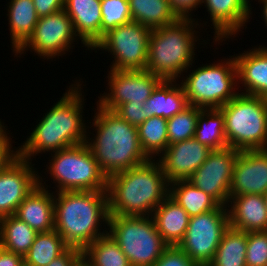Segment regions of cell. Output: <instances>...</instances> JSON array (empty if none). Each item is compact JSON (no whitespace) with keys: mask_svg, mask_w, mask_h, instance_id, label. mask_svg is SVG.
<instances>
[{"mask_svg":"<svg viewBox=\"0 0 267 266\" xmlns=\"http://www.w3.org/2000/svg\"><path fill=\"white\" fill-rule=\"evenodd\" d=\"M42 177L38 175V185L19 204L14 214L37 233L54 230L55 219L54 192L48 189Z\"/></svg>","mask_w":267,"mask_h":266,"instance_id":"cell-19","label":"cell"},{"mask_svg":"<svg viewBox=\"0 0 267 266\" xmlns=\"http://www.w3.org/2000/svg\"><path fill=\"white\" fill-rule=\"evenodd\" d=\"M167 119L152 116L137 127L139 142L150 160L157 159L168 147Z\"/></svg>","mask_w":267,"mask_h":266,"instance_id":"cell-31","label":"cell"},{"mask_svg":"<svg viewBox=\"0 0 267 266\" xmlns=\"http://www.w3.org/2000/svg\"><path fill=\"white\" fill-rule=\"evenodd\" d=\"M194 138L210 150L228 147L225 137L224 115L219 108L200 110Z\"/></svg>","mask_w":267,"mask_h":266,"instance_id":"cell-29","label":"cell"},{"mask_svg":"<svg viewBox=\"0 0 267 266\" xmlns=\"http://www.w3.org/2000/svg\"><path fill=\"white\" fill-rule=\"evenodd\" d=\"M258 3H262L263 7H261V18H263L262 20H264L265 26H267V0H258Z\"/></svg>","mask_w":267,"mask_h":266,"instance_id":"cell-45","label":"cell"},{"mask_svg":"<svg viewBox=\"0 0 267 266\" xmlns=\"http://www.w3.org/2000/svg\"><path fill=\"white\" fill-rule=\"evenodd\" d=\"M107 228L131 266H153L168 247L152 216L109 215Z\"/></svg>","mask_w":267,"mask_h":266,"instance_id":"cell-9","label":"cell"},{"mask_svg":"<svg viewBox=\"0 0 267 266\" xmlns=\"http://www.w3.org/2000/svg\"><path fill=\"white\" fill-rule=\"evenodd\" d=\"M39 18L64 9V0H33Z\"/></svg>","mask_w":267,"mask_h":266,"instance_id":"cell-40","label":"cell"},{"mask_svg":"<svg viewBox=\"0 0 267 266\" xmlns=\"http://www.w3.org/2000/svg\"><path fill=\"white\" fill-rule=\"evenodd\" d=\"M250 2L252 0H202V6L205 5L211 26L214 27L215 45L236 37L239 31L242 32L241 29L250 22L253 14Z\"/></svg>","mask_w":267,"mask_h":266,"instance_id":"cell-17","label":"cell"},{"mask_svg":"<svg viewBox=\"0 0 267 266\" xmlns=\"http://www.w3.org/2000/svg\"><path fill=\"white\" fill-rule=\"evenodd\" d=\"M228 228V208L219 205L214 210L190 217L184 238L177 246L198 266H207Z\"/></svg>","mask_w":267,"mask_h":266,"instance_id":"cell-11","label":"cell"},{"mask_svg":"<svg viewBox=\"0 0 267 266\" xmlns=\"http://www.w3.org/2000/svg\"><path fill=\"white\" fill-rule=\"evenodd\" d=\"M219 109L229 147L240 152L267 149V98L239 93Z\"/></svg>","mask_w":267,"mask_h":266,"instance_id":"cell-6","label":"cell"},{"mask_svg":"<svg viewBox=\"0 0 267 266\" xmlns=\"http://www.w3.org/2000/svg\"><path fill=\"white\" fill-rule=\"evenodd\" d=\"M80 39L76 36L71 19L63 9L54 14L38 19L33 34L28 40L14 53L18 58L26 51L44 60L59 58L67 51L73 49L74 42ZM19 55V56H18Z\"/></svg>","mask_w":267,"mask_h":266,"instance_id":"cell-12","label":"cell"},{"mask_svg":"<svg viewBox=\"0 0 267 266\" xmlns=\"http://www.w3.org/2000/svg\"><path fill=\"white\" fill-rule=\"evenodd\" d=\"M54 213V230L68 247L83 251L108 232L107 191L54 192Z\"/></svg>","mask_w":267,"mask_h":266,"instance_id":"cell-3","label":"cell"},{"mask_svg":"<svg viewBox=\"0 0 267 266\" xmlns=\"http://www.w3.org/2000/svg\"><path fill=\"white\" fill-rule=\"evenodd\" d=\"M4 123L5 122H2V120L0 119V145H12V142H11L12 138L11 136L10 137L8 136L9 133L6 131L7 127L6 125L4 126Z\"/></svg>","mask_w":267,"mask_h":266,"instance_id":"cell-44","label":"cell"},{"mask_svg":"<svg viewBox=\"0 0 267 266\" xmlns=\"http://www.w3.org/2000/svg\"><path fill=\"white\" fill-rule=\"evenodd\" d=\"M196 19H178L161 28L152 29L148 41L146 70L163 80H179L195 63L196 42L201 40Z\"/></svg>","mask_w":267,"mask_h":266,"instance_id":"cell-5","label":"cell"},{"mask_svg":"<svg viewBox=\"0 0 267 266\" xmlns=\"http://www.w3.org/2000/svg\"><path fill=\"white\" fill-rule=\"evenodd\" d=\"M170 6L174 13L180 19H192L193 10H197L202 5V0H169Z\"/></svg>","mask_w":267,"mask_h":266,"instance_id":"cell-39","label":"cell"},{"mask_svg":"<svg viewBox=\"0 0 267 266\" xmlns=\"http://www.w3.org/2000/svg\"><path fill=\"white\" fill-rule=\"evenodd\" d=\"M96 108L94 119L89 122L91 127H87L86 143L107 178L148 162L150 159L141 148L137 127L98 103ZM92 127L96 135L89 130ZM90 134L94 137L90 138Z\"/></svg>","mask_w":267,"mask_h":266,"instance_id":"cell-2","label":"cell"},{"mask_svg":"<svg viewBox=\"0 0 267 266\" xmlns=\"http://www.w3.org/2000/svg\"><path fill=\"white\" fill-rule=\"evenodd\" d=\"M212 64H202L181 77L188 105L202 109L221 108L239 94L234 56ZM237 90V91H236Z\"/></svg>","mask_w":267,"mask_h":266,"instance_id":"cell-7","label":"cell"},{"mask_svg":"<svg viewBox=\"0 0 267 266\" xmlns=\"http://www.w3.org/2000/svg\"><path fill=\"white\" fill-rule=\"evenodd\" d=\"M190 217L216 209L220 204L209 194L195 187L188 180L169 184V195Z\"/></svg>","mask_w":267,"mask_h":266,"instance_id":"cell-26","label":"cell"},{"mask_svg":"<svg viewBox=\"0 0 267 266\" xmlns=\"http://www.w3.org/2000/svg\"><path fill=\"white\" fill-rule=\"evenodd\" d=\"M202 108L189 105L182 112L167 119L168 145L195 136L197 117Z\"/></svg>","mask_w":267,"mask_h":266,"instance_id":"cell-34","label":"cell"},{"mask_svg":"<svg viewBox=\"0 0 267 266\" xmlns=\"http://www.w3.org/2000/svg\"><path fill=\"white\" fill-rule=\"evenodd\" d=\"M151 29L131 21L109 30L92 50L110 52V69L146 70Z\"/></svg>","mask_w":267,"mask_h":266,"instance_id":"cell-10","label":"cell"},{"mask_svg":"<svg viewBox=\"0 0 267 266\" xmlns=\"http://www.w3.org/2000/svg\"><path fill=\"white\" fill-rule=\"evenodd\" d=\"M67 248L56 230L38 233L31 248L23 257L24 262L31 266H47Z\"/></svg>","mask_w":267,"mask_h":266,"instance_id":"cell-32","label":"cell"},{"mask_svg":"<svg viewBox=\"0 0 267 266\" xmlns=\"http://www.w3.org/2000/svg\"><path fill=\"white\" fill-rule=\"evenodd\" d=\"M81 80H75L74 84L67 87L60 100L44 113L41 120L38 119L39 123L30 136L17 148L20 158L32 162L38 154L54 153L86 142L88 124L82 114L86 99L82 95L84 87Z\"/></svg>","mask_w":267,"mask_h":266,"instance_id":"cell-1","label":"cell"},{"mask_svg":"<svg viewBox=\"0 0 267 266\" xmlns=\"http://www.w3.org/2000/svg\"><path fill=\"white\" fill-rule=\"evenodd\" d=\"M7 4L10 45L15 53L33 34L39 17L33 0H10Z\"/></svg>","mask_w":267,"mask_h":266,"instance_id":"cell-25","label":"cell"},{"mask_svg":"<svg viewBox=\"0 0 267 266\" xmlns=\"http://www.w3.org/2000/svg\"><path fill=\"white\" fill-rule=\"evenodd\" d=\"M109 215L152 216L169 195V183L160 163L148 162L108 177Z\"/></svg>","mask_w":267,"mask_h":266,"instance_id":"cell-4","label":"cell"},{"mask_svg":"<svg viewBox=\"0 0 267 266\" xmlns=\"http://www.w3.org/2000/svg\"><path fill=\"white\" fill-rule=\"evenodd\" d=\"M227 208L229 227L244 232L267 231V208L263 195L232 196Z\"/></svg>","mask_w":267,"mask_h":266,"instance_id":"cell-22","label":"cell"},{"mask_svg":"<svg viewBox=\"0 0 267 266\" xmlns=\"http://www.w3.org/2000/svg\"><path fill=\"white\" fill-rule=\"evenodd\" d=\"M210 151L193 137L168 145L157 161L170 184L178 180H188L205 162Z\"/></svg>","mask_w":267,"mask_h":266,"instance_id":"cell-16","label":"cell"},{"mask_svg":"<svg viewBox=\"0 0 267 266\" xmlns=\"http://www.w3.org/2000/svg\"><path fill=\"white\" fill-rule=\"evenodd\" d=\"M267 191V149L239 152L233 167L230 198Z\"/></svg>","mask_w":267,"mask_h":266,"instance_id":"cell-18","label":"cell"},{"mask_svg":"<svg viewBox=\"0 0 267 266\" xmlns=\"http://www.w3.org/2000/svg\"><path fill=\"white\" fill-rule=\"evenodd\" d=\"M246 266H267V231L247 232Z\"/></svg>","mask_w":267,"mask_h":266,"instance_id":"cell-36","label":"cell"},{"mask_svg":"<svg viewBox=\"0 0 267 266\" xmlns=\"http://www.w3.org/2000/svg\"><path fill=\"white\" fill-rule=\"evenodd\" d=\"M239 152L229 146L211 150L205 162L188 181L209 194L220 205L227 207L230 200L233 167Z\"/></svg>","mask_w":267,"mask_h":266,"instance_id":"cell-14","label":"cell"},{"mask_svg":"<svg viewBox=\"0 0 267 266\" xmlns=\"http://www.w3.org/2000/svg\"><path fill=\"white\" fill-rule=\"evenodd\" d=\"M244 52L234 55L238 85L244 87L240 93L267 98V47L259 44Z\"/></svg>","mask_w":267,"mask_h":266,"instance_id":"cell-20","label":"cell"},{"mask_svg":"<svg viewBox=\"0 0 267 266\" xmlns=\"http://www.w3.org/2000/svg\"><path fill=\"white\" fill-rule=\"evenodd\" d=\"M21 266H31V265H28V264H26L25 262H23V263L21 264Z\"/></svg>","mask_w":267,"mask_h":266,"instance_id":"cell-48","label":"cell"},{"mask_svg":"<svg viewBox=\"0 0 267 266\" xmlns=\"http://www.w3.org/2000/svg\"><path fill=\"white\" fill-rule=\"evenodd\" d=\"M101 39L105 33L132 21L128 0H101Z\"/></svg>","mask_w":267,"mask_h":266,"instance_id":"cell-35","label":"cell"},{"mask_svg":"<svg viewBox=\"0 0 267 266\" xmlns=\"http://www.w3.org/2000/svg\"><path fill=\"white\" fill-rule=\"evenodd\" d=\"M35 164L17 156L0 171V218L14 215L19 204L38 185Z\"/></svg>","mask_w":267,"mask_h":266,"instance_id":"cell-15","label":"cell"},{"mask_svg":"<svg viewBox=\"0 0 267 266\" xmlns=\"http://www.w3.org/2000/svg\"><path fill=\"white\" fill-rule=\"evenodd\" d=\"M153 266H198L178 246H168Z\"/></svg>","mask_w":267,"mask_h":266,"instance_id":"cell-38","label":"cell"},{"mask_svg":"<svg viewBox=\"0 0 267 266\" xmlns=\"http://www.w3.org/2000/svg\"><path fill=\"white\" fill-rule=\"evenodd\" d=\"M46 172L56 184L55 191H107V176L87 143L74 145L51 153Z\"/></svg>","mask_w":267,"mask_h":266,"instance_id":"cell-8","label":"cell"},{"mask_svg":"<svg viewBox=\"0 0 267 266\" xmlns=\"http://www.w3.org/2000/svg\"><path fill=\"white\" fill-rule=\"evenodd\" d=\"M13 145H0V171L10 164L17 156L18 150Z\"/></svg>","mask_w":267,"mask_h":266,"instance_id":"cell-42","label":"cell"},{"mask_svg":"<svg viewBox=\"0 0 267 266\" xmlns=\"http://www.w3.org/2000/svg\"><path fill=\"white\" fill-rule=\"evenodd\" d=\"M81 255V250L73 247H68L61 255L56 257L47 266H72Z\"/></svg>","mask_w":267,"mask_h":266,"instance_id":"cell-41","label":"cell"},{"mask_svg":"<svg viewBox=\"0 0 267 266\" xmlns=\"http://www.w3.org/2000/svg\"><path fill=\"white\" fill-rule=\"evenodd\" d=\"M82 254L92 266H131L127 256L108 232L89 244Z\"/></svg>","mask_w":267,"mask_h":266,"instance_id":"cell-33","label":"cell"},{"mask_svg":"<svg viewBox=\"0 0 267 266\" xmlns=\"http://www.w3.org/2000/svg\"><path fill=\"white\" fill-rule=\"evenodd\" d=\"M247 232L229 227L207 266H246Z\"/></svg>","mask_w":267,"mask_h":266,"instance_id":"cell-30","label":"cell"},{"mask_svg":"<svg viewBox=\"0 0 267 266\" xmlns=\"http://www.w3.org/2000/svg\"><path fill=\"white\" fill-rule=\"evenodd\" d=\"M152 217L158 233L168 246H177L182 241L190 216L169 196L154 209Z\"/></svg>","mask_w":267,"mask_h":266,"instance_id":"cell-23","label":"cell"},{"mask_svg":"<svg viewBox=\"0 0 267 266\" xmlns=\"http://www.w3.org/2000/svg\"><path fill=\"white\" fill-rule=\"evenodd\" d=\"M72 266H92V264L82 254Z\"/></svg>","mask_w":267,"mask_h":266,"instance_id":"cell-46","label":"cell"},{"mask_svg":"<svg viewBox=\"0 0 267 266\" xmlns=\"http://www.w3.org/2000/svg\"><path fill=\"white\" fill-rule=\"evenodd\" d=\"M188 106L184 88L179 80H163L144 105L149 117L165 119L172 118Z\"/></svg>","mask_w":267,"mask_h":266,"instance_id":"cell-24","label":"cell"},{"mask_svg":"<svg viewBox=\"0 0 267 266\" xmlns=\"http://www.w3.org/2000/svg\"><path fill=\"white\" fill-rule=\"evenodd\" d=\"M24 258L0 247V266H21Z\"/></svg>","mask_w":267,"mask_h":266,"instance_id":"cell-43","label":"cell"},{"mask_svg":"<svg viewBox=\"0 0 267 266\" xmlns=\"http://www.w3.org/2000/svg\"><path fill=\"white\" fill-rule=\"evenodd\" d=\"M264 205L267 208V191L263 194Z\"/></svg>","mask_w":267,"mask_h":266,"instance_id":"cell-47","label":"cell"},{"mask_svg":"<svg viewBox=\"0 0 267 266\" xmlns=\"http://www.w3.org/2000/svg\"><path fill=\"white\" fill-rule=\"evenodd\" d=\"M145 102L124 103L119 105L114 112L133 126L138 127L149 118L144 107Z\"/></svg>","mask_w":267,"mask_h":266,"instance_id":"cell-37","label":"cell"},{"mask_svg":"<svg viewBox=\"0 0 267 266\" xmlns=\"http://www.w3.org/2000/svg\"><path fill=\"white\" fill-rule=\"evenodd\" d=\"M107 75L109 91L100 94L96 103L111 111L124 103L146 102L156 87L163 81L161 77L147 70L110 69Z\"/></svg>","mask_w":267,"mask_h":266,"instance_id":"cell-13","label":"cell"},{"mask_svg":"<svg viewBox=\"0 0 267 266\" xmlns=\"http://www.w3.org/2000/svg\"><path fill=\"white\" fill-rule=\"evenodd\" d=\"M128 3L132 21L151 30L172 24L179 19L169 0H128Z\"/></svg>","mask_w":267,"mask_h":266,"instance_id":"cell-27","label":"cell"},{"mask_svg":"<svg viewBox=\"0 0 267 266\" xmlns=\"http://www.w3.org/2000/svg\"><path fill=\"white\" fill-rule=\"evenodd\" d=\"M38 233L14 215L0 218V247L24 257Z\"/></svg>","mask_w":267,"mask_h":266,"instance_id":"cell-28","label":"cell"},{"mask_svg":"<svg viewBox=\"0 0 267 266\" xmlns=\"http://www.w3.org/2000/svg\"><path fill=\"white\" fill-rule=\"evenodd\" d=\"M64 10L80 43L92 51L101 40V0H64Z\"/></svg>","mask_w":267,"mask_h":266,"instance_id":"cell-21","label":"cell"}]
</instances>
